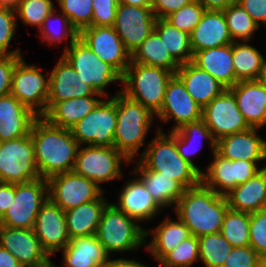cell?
I'll return each instance as SVG.
<instances>
[{"label":"cell","instance_id":"obj_19","mask_svg":"<svg viewBox=\"0 0 266 267\" xmlns=\"http://www.w3.org/2000/svg\"><path fill=\"white\" fill-rule=\"evenodd\" d=\"M203 109L188 94L184 83L175 74L168 82L161 110L156 116L168 122L171 118L175 126L171 131L181 128L184 124L202 119Z\"/></svg>","mask_w":266,"mask_h":267},{"label":"cell","instance_id":"obj_38","mask_svg":"<svg viewBox=\"0 0 266 267\" xmlns=\"http://www.w3.org/2000/svg\"><path fill=\"white\" fill-rule=\"evenodd\" d=\"M154 31L159 35L171 56L180 64L192 61L190 35L172 26L165 19H156Z\"/></svg>","mask_w":266,"mask_h":267},{"label":"cell","instance_id":"obj_30","mask_svg":"<svg viewBox=\"0 0 266 267\" xmlns=\"http://www.w3.org/2000/svg\"><path fill=\"white\" fill-rule=\"evenodd\" d=\"M232 44L196 51L192 62L205 70L226 88L235 85Z\"/></svg>","mask_w":266,"mask_h":267},{"label":"cell","instance_id":"obj_28","mask_svg":"<svg viewBox=\"0 0 266 267\" xmlns=\"http://www.w3.org/2000/svg\"><path fill=\"white\" fill-rule=\"evenodd\" d=\"M62 251V267H102L110 257L96 234L72 238Z\"/></svg>","mask_w":266,"mask_h":267},{"label":"cell","instance_id":"obj_56","mask_svg":"<svg viewBox=\"0 0 266 267\" xmlns=\"http://www.w3.org/2000/svg\"><path fill=\"white\" fill-rule=\"evenodd\" d=\"M102 267H147V266L131 259L119 258L110 260L109 258L108 261Z\"/></svg>","mask_w":266,"mask_h":267},{"label":"cell","instance_id":"obj_58","mask_svg":"<svg viewBox=\"0 0 266 267\" xmlns=\"http://www.w3.org/2000/svg\"><path fill=\"white\" fill-rule=\"evenodd\" d=\"M118 4H128L138 7H151V0H117Z\"/></svg>","mask_w":266,"mask_h":267},{"label":"cell","instance_id":"obj_41","mask_svg":"<svg viewBox=\"0 0 266 267\" xmlns=\"http://www.w3.org/2000/svg\"><path fill=\"white\" fill-rule=\"evenodd\" d=\"M223 13L233 41L239 38L241 41L249 42L256 29L260 27L239 3L230 5Z\"/></svg>","mask_w":266,"mask_h":267},{"label":"cell","instance_id":"obj_33","mask_svg":"<svg viewBox=\"0 0 266 267\" xmlns=\"http://www.w3.org/2000/svg\"><path fill=\"white\" fill-rule=\"evenodd\" d=\"M100 99L85 96L55 103L42 117L51 125L71 129L85 118L98 104Z\"/></svg>","mask_w":266,"mask_h":267},{"label":"cell","instance_id":"obj_46","mask_svg":"<svg viewBox=\"0 0 266 267\" xmlns=\"http://www.w3.org/2000/svg\"><path fill=\"white\" fill-rule=\"evenodd\" d=\"M204 12V7L196 1H191L181 9L167 16L165 20L172 26L190 35L196 25L200 22Z\"/></svg>","mask_w":266,"mask_h":267},{"label":"cell","instance_id":"obj_42","mask_svg":"<svg viewBox=\"0 0 266 267\" xmlns=\"http://www.w3.org/2000/svg\"><path fill=\"white\" fill-rule=\"evenodd\" d=\"M199 259V241L194 235L182 241L158 263L162 267H190Z\"/></svg>","mask_w":266,"mask_h":267},{"label":"cell","instance_id":"obj_51","mask_svg":"<svg viewBox=\"0 0 266 267\" xmlns=\"http://www.w3.org/2000/svg\"><path fill=\"white\" fill-rule=\"evenodd\" d=\"M22 55H0V97L10 94L12 75Z\"/></svg>","mask_w":266,"mask_h":267},{"label":"cell","instance_id":"obj_1","mask_svg":"<svg viewBox=\"0 0 266 267\" xmlns=\"http://www.w3.org/2000/svg\"><path fill=\"white\" fill-rule=\"evenodd\" d=\"M35 163L41 178L73 171L79 144L70 129L59 128L39 117L30 132Z\"/></svg>","mask_w":266,"mask_h":267},{"label":"cell","instance_id":"obj_60","mask_svg":"<svg viewBox=\"0 0 266 267\" xmlns=\"http://www.w3.org/2000/svg\"><path fill=\"white\" fill-rule=\"evenodd\" d=\"M257 81L260 82L266 89V60L264 62L263 69Z\"/></svg>","mask_w":266,"mask_h":267},{"label":"cell","instance_id":"obj_12","mask_svg":"<svg viewBox=\"0 0 266 267\" xmlns=\"http://www.w3.org/2000/svg\"><path fill=\"white\" fill-rule=\"evenodd\" d=\"M20 103L37 116L47 112L49 78L46 79L35 65H28L22 58L12 75L10 92Z\"/></svg>","mask_w":266,"mask_h":267},{"label":"cell","instance_id":"obj_49","mask_svg":"<svg viewBox=\"0 0 266 267\" xmlns=\"http://www.w3.org/2000/svg\"><path fill=\"white\" fill-rule=\"evenodd\" d=\"M91 26H114L118 7L117 0H93Z\"/></svg>","mask_w":266,"mask_h":267},{"label":"cell","instance_id":"obj_20","mask_svg":"<svg viewBox=\"0 0 266 267\" xmlns=\"http://www.w3.org/2000/svg\"><path fill=\"white\" fill-rule=\"evenodd\" d=\"M0 247L7 249L22 267H41L50 259L33 229L0 226Z\"/></svg>","mask_w":266,"mask_h":267},{"label":"cell","instance_id":"obj_21","mask_svg":"<svg viewBox=\"0 0 266 267\" xmlns=\"http://www.w3.org/2000/svg\"><path fill=\"white\" fill-rule=\"evenodd\" d=\"M48 78L49 93L47 111L55 103L63 100L85 96H102L90 85L79 79L74 68L62 56Z\"/></svg>","mask_w":266,"mask_h":267},{"label":"cell","instance_id":"obj_48","mask_svg":"<svg viewBox=\"0 0 266 267\" xmlns=\"http://www.w3.org/2000/svg\"><path fill=\"white\" fill-rule=\"evenodd\" d=\"M250 246L260 257L266 256V211L250 213Z\"/></svg>","mask_w":266,"mask_h":267},{"label":"cell","instance_id":"obj_7","mask_svg":"<svg viewBox=\"0 0 266 267\" xmlns=\"http://www.w3.org/2000/svg\"><path fill=\"white\" fill-rule=\"evenodd\" d=\"M62 57L74 68L77 77L102 97H108L104 91L108 84L117 80L122 81V75L113 66L102 61L79 38L64 48Z\"/></svg>","mask_w":266,"mask_h":267},{"label":"cell","instance_id":"obj_8","mask_svg":"<svg viewBox=\"0 0 266 267\" xmlns=\"http://www.w3.org/2000/svg\"><path fill=\"white\" fill-rule=\"evenodd\" d=\"M41 178L31 135L0 142V182L20 184Z\"/></svg>","mask_w":266,"mask_h":267},{"label":"cell","instance_id":"obj_50","mask_svg":"<svg viewBox=\"0 0 266 267\" xmlns=\"http://www.w3.org/2000/svg\"><path fill=\"white\" fill-rule=\"evenodd\" d=\"M260 258L250 245L233 247L222 267H259Z\"/></svg>","mask_w":266,"mask_h":267},{"label":"cell","instance_id":"obj_39","mask_svg":"<svg viewBox=\"0 0 266 267\" xmlns=\"http://www.w3.org/2000/svg\"><path fill=\"white\" fill-rule=\"evenodd\" d=\"M250 213L228 208L220 233L232 247H245L250 244Z\"/></svg>","mask_w":266,"mask_h":267},{"label":"cell","instance_id":"obj_32","mask_svg":"<svg viewBox=\"0 0 266 267\" xmlns=\"http://www.w3.org/2000/svg\"><path fill=\"white\" fill-rule=\"evenodd\" d=\"M133 169L138 178L142 181L150 195L157 204L163 208L174 205L185 192V188L173 178L163 176L162 172L149 171L145 169L138 161ZM141 175V176H140Z\"/></svg>","mask_w":266,"mask_h":267},{"label":"cell","instance_id":"obj_35","mask_svg":"<svg viewBox=\"0 0 266 267\" xmlns=\"http://www.w3.org/2000/svg\"><path fill=\"white\" fill-rule=\"evenodd\" d=\"M131 63L163 68L173 74L180 66L154 30L131 55Z\"/></svg>","mask_w":266,"mask_h":267},{"label":"cell","instance_id":"obj_27","mask_svg":"<svg viewBox=\"0 0 266 267\" xmlns=\"http://www.w3.org/2000/svg\"><path fill=\"white\" fill-rule=\"evenodd\" d=\"M118 199V205L113 204L138 222L150 220L161 210L139 178L127 182Z\"/></svg>","mask_w":266,"mask_h":267},{"label":"cell","instance_id":"obj_59","mask_svg":"<svg viewBox=\"0 0 266 267\" xmlns=\"http://www.w3.org/2000/svg\"><path fill=\"white\" fill-rule=\"evenodd\" d=\"M21 0H0V7L16 10Z\"/></svg>","mask_w":266,"mask_h":267},{"label":"cell","instance_id":"obj_9","mask_svg":"<svg viewBox=\"0 0 266 267\" xmlns=\"http://www.w3.org/2000/svg\"><path fill=\"white\" fill-rule=\"evenodd\" d=\"M109 99H101L85 118L70 129L79 146L85 143L86 146L113 147L117 125L116 94Z\"/></svg>","mask_w":266,"mask_h":267},{"label":"cell","instance_id":"obj_29","mask_svg":"<svg viewBox=\"0 0 266 267\" xmlns=\"http://www.w3.org/2000/svg\"><path fill=\"white\" fill-rule=\"evenodd\" d=\"M230 209L253 213L264 208L266 203V165L245 183L226 194Z\"/></svg>","mask_w":266,"mask_h":267},{"label":"cell","instance_id":"obj_45","mask_svg":"<svg viewBox=\"0 0 266 267\" xmlns=\"http://www.w3.org/2000/svg\"><path fill=\"white\" fill-rule=\"evenodd\" d=\"M61 15L57 17L53 11L50 15H48L44 19V22L41 28L39 29L40 32L42 33V37H43L42 39L45 42H48L49 45L53 43H57V42L61 43L62 40H64L66 37H70L69 44L71 45L79 37V32L71 25L70 20L63 13H61ZM54 17H55V20H54ZM52 20L54 22L55 21L58 22L60 20L59 22L63 24L61 26H64V27L62 28L60 27L61 28L60 32H59V29L55 30V28L53 27L54 25L53 26L50 25L52 23Z\"/></svg>","mask_w":266,"mask_h":267},{"label":"cell","instance_id":"obj_37","mask_svg":"<svg viewBox=\"0 0 266 267\" xmlns=\"http://www.w3.org/2000/svg\"><path fill=\"white\" fill-rule=\"evenodd\" d=\"M174 132L176 133V148L179 155L202 173L203 171L194 164L189 156L194 155V153L198 152L197 150L200 149V147H198V149L195 148L193 143L200 140L199 142L201 143H197V146L203 144L201 139L204 138H207L210 141L209 144L210 147H212L213 153L216 151V142L213 139L210 129L207 127L203 119H200L198 121L184 124Z\"/></svg>","mask_w":266,"mask_h":267},{"label":"cell","instance_id":"obj_40","mask_svg":"<svg viewBox=\"0 0 266 267\" xmlns=\"http://www.w3.org/2000/svg\"><path fill=\"white\" fill-rule=\"evenodd\" d=\"M198 241L199 260L205 267H222L233 248L220 232L201 236Z\"/></svg>","mask_w":266,"mask_h":267},{"label":"cell","instance_id":"obj_36","mask_svg":"<svg viewBox=\"0 0 266 267\" xmlns=\"http://www.w3.org/2000/svg\"><path fill=\"white\" fill-rule=\"evenodd\" d=\"M248 41H234L232 56L235 73V84L240 81H255L263 69L265 58Z\"/></svg>","mask_w":266,"mask_h":267},{"label":"cell","instance_id":"obj_57","mask_svg":"<svg viewBox=\"0 0 266 267\" xmlns=\"http://www.w3.org/2000/svg\"><path fill=\"white\" fill-rule=\"evenodd\" d=\"M0 267H22V266L7 249L0 247Z\"/></svg>","mask_w":266,"mask_h":267},{"label":"cell","instance_id":"obj_31","mask_svg":"<svg viewBox=\"0 0 266 267\" xmlns=\"http://www.w3.org/2000/svg\"><path fill=\"white\" fill-rule=\"evenodd\" d=\"M107 204L108 202L101 195L97 200L83 203L65 211L69 238L95 235L101 214Z\"/></svg>","mask_w":266,"mask_h":267},{"label":"cell","instance_id":"obj_17","mask_svg":"<svg viewBox=\"0 0 266 267\" xmlns=\"http://www.w3.org/2000/svg\"><path fill=\"white\" fill-rule=\"evenodd\" d=\"M156 19L151 7L118 4L113 27L131 55L152 33Z\"/></svg>","mask_w":266,"mask_h":267},{"label":"cell","instance_id":"obj_43","mask_svg":"<svg viewBox=\"0 0 266 267\" xmlns=\"http://www.w3.org/2000/svg\"><path fill=\"white\" fill-rule=\"evenodd\" d=\"M62 13L70 20L71 25L80 32L91 26L93 17V0H57Z\"/></svg>","mask_w":266,"mask_h":267},{"label":"cell","instance_id":"obj_23","mask_svg":"<svg viewBox=\"0 0 266 267\" xmlns=\"http://www.w3.org/2000/svg\"><path fill=\"white\" fill-rule=\"evenodd\" d=\"M233 42L223 10H205L200 22L190 34L193 54L196 51L217 48Z\"/></svg>","mask_w":266,"mask_h":267},{"label":"cell","instance_id":"obj_61","mask_svg":"<svg viewBox=\"0 0 266 267\" xmlns=\"http://www.w3.org/2000/svg\"><path fill=\"white\" fill-rule=\"evenodd\" d=\"M259 267H266V256L260 258Z\"/></svg>","mask_w":266,"mask_h":267},{"label":"cell","instance_id":"obj_54","mask_svg":"<svg viewBox=\"0 0 266 267\" xmlns=\"http://www.w3.org/2000/svg\"><path fill=\"white\" fill-rule=\"evenodd\" d=\"M15 197V184L0 182V219L6 213L8 207Z\"/></svg>","mask_w":266,"mask_h":267},{"label":"cell","instance_id":"obj_24","mask_svg":"<svg viewBox=\"0 0 266 267\" xmlns=\"http://www.w3.org/2000/svg\"><path fill=\"white\" fill-rule=\"evenodd\" d=\"M38 118L11 93L0 97V142L30 134Z\"/></svg>","mask_w":266,"mask_h":267},{"label":"cell","instance_id":"obj_11","mask_svg":"<svg viewBox=\"0 0 266 267\" xmlns=\"http://www.w3.org/2000/svg\"><path fill=\"white\" fill-rule=\"evenodd\" d=\"M122 160L130 163L115 147L79 146L73 171L100 186L101 183L122 177Z\"/></svg>","mask_w":266,"mask_h":267},{"label":"cell","instance_id":"obj_52","mask_svg":"<svg viewBox=\"0 0 266 267\" xmlns=\"http://www.w3.org/2000/svg\"><path fill=\"white\" fill-rule=\"evenodd\" d=\"M191 1L192 0H151V8L157 19H165Z\"/></svg>","mask_w":266,"mask_h":267},{"label":"cell","instance_id":"obj_15","mask_svg":"<svg viewBox=\"0 0 266 267\" xmlns=\"http://www.w3.org/2000/svg\"><path fill=\"white\" fill-rule=\"evenodd\" d=\"M213 155L214 161L206 167V172L201 173V183L220 195H226L262 169H259L257 162L229 160L220 156L216 151Z\"/></svg>","mask_w":266,"mask_h":267},{"label":"cell","instance_id":"obj_26","mask_svg":"<svg viewBox=\"0 0 266 267\" xmlns=\"http://www.w3.org/2000/svg\"><path fill=\"white\" fill-rule=\"evenodd\" d=\"M176 75L184 83L188 94L202 109L226 89L212 75L192 61L180 65Z\"/></svg>","mask_w":266,"mask_h":267},{"label":"cell","instance_id":"obj_44","mask_svg":"<svg viewBox=\"0 0 266 267\" xmlns=\"http://www.w3.org/2000/svg\"><path fill=\"white\" fill-rule=\"evenodd\" d=\"M54 3L51 0H21L16 11L26 25L41 28L44 19L54 10Z\"/></svg>","mask_w":266,"mask_h":267},{"label":"cell","instance_id":"obj_13","mask_svg":"<svg viewBox=\"0 0 266 267\" xmlns=\"http://www.w3.org/2000/svg\"><path fill=\"white\" fill-rule=\"evenodd\" d=\"M47 181L48 198L64 211L97 200L104 193L101 186L74 171L52 176Z\"/></svg>","mask_w":266,"mask_h":267},{"label":"cell","instance_id":"obj_3","mask_svg":"<svg viewBox=\"0 0 266 267\" xmlns=\"http://www.w3.org/2000/svg\"><path fill=\"white\" fill-rule=\"evenodd\" d=\"M147 146L138 159L145 169L162 172L163 176L173 178L185 189L201 183V173L179 155L174 131L167 136L158 128L156 137Z\"/></svg>","mask_w":266,"mask_h":267},{"label":"cell","instance_id":"obj_2","mask_svg":"<svg viewBox=\"0 0 266 267\" xmlns=\"http://www.w3.org/2000/svg\"><path fill=\"white\" fill-rule=\"evenodd\" d=\"M228 208L226 195H220L202 183L185 189L175 207L177 218L197 238L220 232Z\"/></svg>","mask_w":266,"mask_h":267},{"label":"cell","instance_id":"obj_22","mask_svg":"<svg viewBox=\"0 0 266 267\" xmlns=\"http://www.w3.org/2000/svg\"><path fill=\"white\" fill-rule=\"evenodd\" d=\"M258 128L225 136L216 142V152L229 160L259 162L266 159V141L257 134Z\"/></svg>","mask_w":266,"mask_h":267},{"label":"cell","instance_id":"obj_6","mask_svg":"<svg viewBox=\"0 0 266 267\" xmlns=\"http://www.w3.org/2000/svg\"><path fill=\"white\" fill-rule=\"evenodd\" d=\"M145 230L136 220L108 203L101 214L96 236L110 255L111 252L137 250L145 245Z\"/></svg>","mask_w":266,"mask_h":267},{"label":"cell","instance_id":"obj_18","mask_svg":"<svg viewBox=\"0 0 266 267\" xmlns=\"http://www.w3.org/2000/svg\"><path fill=\"white\" fill-rule=\"evenodd\" d=\"M42 248L51 257L70 242L65 211L48 198L41 206L33 226Z\"/></svg>","mask_w":266,"mask_h":267},{"label":"cell","instance_id":"obj_53","mask_svg":"<svg viewBox=\"0 0 266 267\" xmlns=\"http://www.w3.org/2000/svg\"><path fill=\"white\" fill-rule=\"evenodd\" d=\"M250 15V17L260 26V22L266 26V0H237Z\"/></svg>","mask_w":266,"mask_h":267},{"label":"cell","instance_id":"obj_25","mask_svg":"<svg viewBox=\"0 0 266 267\" xmlns=\"http://www.w3.org/2000/svg\"><path fill=\"white\" fill-rule=\"evenodd\" d=\"M229 89L250 128L266 125V89L260 82L240 81Z\"/></svg>","mask_w":266,"mask_h":267},{"label":"cell","instance_id":"obj_47","mask_svg":"<svg viewBox=\"0 0 266 267\" xmlns=\"http://www.w3.org/2000/svg\"><path fill=\"white\" fill-rule=\"evenodd\" d=\"M15 17V10L0 7V55H22L20 49L8 51L9 44L16 32Z\"/></svg>","mask_w":266,"mask_h":267},{"label":"cell","instance_id":"obj_5","mask_svg":"<svg viewBox=\"0 0 266 267\" xmlns=\"http://www.w3.org/2000/svg\"><path fill=\"white\" fill-rule=\"evenodd\" d=\"M174 75L163 68L130 63L122 75L124 87L120 91L156 115L162 108L168 82Z\"/></svg>","mask_w":266,"mask_h":267},{"label":"cell","instance_id":"obj_14","mask_svg":"<svg viewBox=\"0 0 266 267\" xmlns=\"http://www.w3.org/2000/svg\"><path fill=\"white\" fill-rule=\"evenodd\" d=\"M202 119L210 129L215 142L221 138L248 130L243 114L240 112L234 94L226 88L203 108Z\"/></svg>","mask_w":266,"mask_h":267},{"label":"cell","instance_id":"obj_34","mask_svg":"<svg viewBox=\"0 0 266 267\" xmlns=\"http://www.w3.org/2000/svg\"><path fill=\"white\" fill-rule=\"evenodd\" d=\"M177 220L173 221L167 217L153 230V233L145 230V238L154 234L152 235L154 239L147 244L146 248L158 262L182 241L192 236L190 229L179 218Z\"/></svg>","mask_w":266,"mask_h":267},{"label":"cell","instance_id":"obj_55","mask_svg":"<svg viewBox=\"0 0 266 267\" xmlns=\"http://www.w3.org/2000/svg\"><path fill=\"white\" fill-rule=\"evenodd\" d=\"M196 1L205 10H224L230 5L237 3V0H192Z\"/></svg>","mask_w":266,"mask_h":267},{"label":"cell","instance_id":"obj_4","mask_svg":"<svg viewBox=\"0 0 266 267\" xmlns=\"http://www.w3.org/2000/svg\"><path fill=\"white\" fill-rule=\"evenodd\" d=\"M117 125L114 145L130 162L143 146L154 114L121 91L116 94Z\"/></svg>","mask_w":266,"mask_h":267},{"label":"cell","instance_id":"obj_10","mask_svg":"<svg viewBox=\"0 0 266 267\" xmlns=\"http://www.w3.org/2000/svg\"><path fill=\"white\" fill-rule=\"evenodd\" d=\"M48 199V181L39 178L26 183L15 184V197L0 226L33 229L36 216L42 204Z\"/></svg>","mask_w":266,"mask_h":267},{"label":"cell","instance_id":"obj_62","mask_svg":"<svg viewBox=\"0 0 266 267\" xmlns=\"http://www.w3.org/2000/svg\"><path fill=\"white\" fill-rule=\"evenodd\" d=\"M55 264L52 263V260H48L46 263H44L41 267H55ZM62 267V266H61Z\"/></svg>","mask_w":266,"mask_h":267},{"label":"cell","instance_id":"obj_16","mask_svg":"<svg viewBox=\"0 0 266 267\" xmlns=\"http://www.w3.org/2000/svg\"><path fill=\"white\" fill-rule=\"evenodd\" d=\"M78 38L121 75L131 63V54L113 26H89L79 32Z\"/></svg>","mask_w":266,"mask_h":267}]
</instances>
